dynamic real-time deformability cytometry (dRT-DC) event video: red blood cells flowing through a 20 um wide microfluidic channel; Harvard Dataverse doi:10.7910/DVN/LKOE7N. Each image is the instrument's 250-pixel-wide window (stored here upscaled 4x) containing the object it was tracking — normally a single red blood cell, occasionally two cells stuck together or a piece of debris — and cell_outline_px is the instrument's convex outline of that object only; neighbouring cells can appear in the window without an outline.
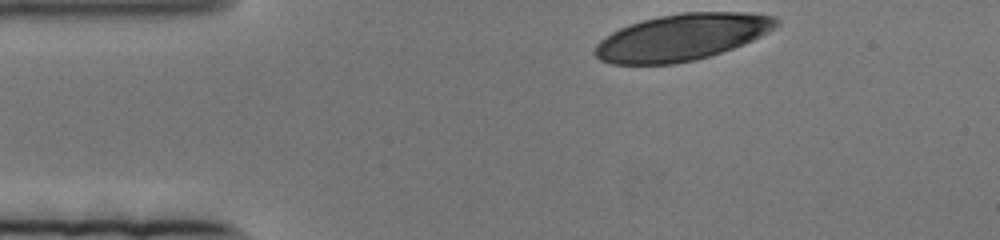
{"species": "human", "species_latin": "Homo sapiens", "temperature_condition": "cold", "stored_images_in_passage": 71, "segment_of_instrument_passage": [1, 2], "camera_frame_rate_fps": 3000, "um_per_image_px": 0.085, "donor": {"sex": "female"}, "frame": {"image": 1, "passage_image": 1, "time_ms": 0.0, "image_size_px": [1000, 240], "cell_outline_px": [[780, 24], [768, 32], [744, 44], [696, 60], [672, 64], [612, 64], [600, 60], [592, 52], [596, 44], [600, 40], [612, 32], [628, 24], [660, 16], [680, 12], [752, 12], [776, 16], [780, 20]], "centroid_in_image_um": [57.97, 3.15], "position_along_channel_um": 27.0, "area_um2": 49.36}}